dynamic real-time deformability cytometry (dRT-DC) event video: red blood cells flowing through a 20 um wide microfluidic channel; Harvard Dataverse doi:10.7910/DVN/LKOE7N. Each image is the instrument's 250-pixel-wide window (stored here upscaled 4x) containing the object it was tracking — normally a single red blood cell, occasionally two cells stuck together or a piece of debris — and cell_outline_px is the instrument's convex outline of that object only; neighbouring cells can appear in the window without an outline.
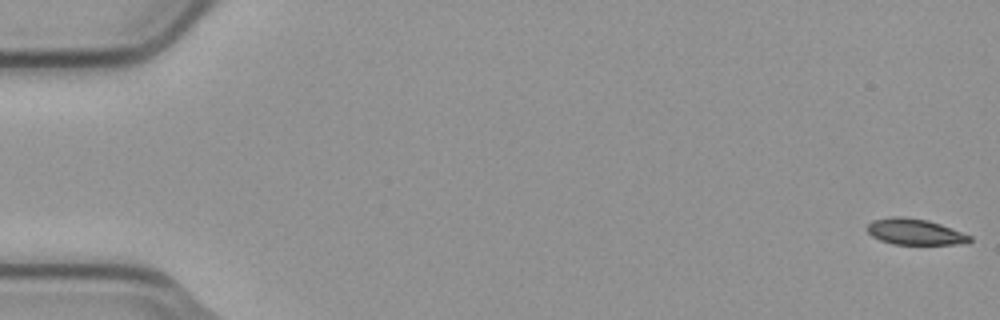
{"species": "common noctule bat (a hibernating species)", "species_latin": "Nyctalus noctula", "temperature_condition": "cold", "stored_images_in_passage": 8, "camera_frame_rate_fps": 3000, "um_per_image_px": 0.085, "animal": {"sex": "male", "body_mass_g": 23.1, "forearm_length_mm": 52.7}, "frame": {"image": 1, "passage_image": 1, "time_ms": 0.0, "image_size_px": [1000, 320], "cell_outline_px": [[972, 240], [968, 244], [892, 244], [880, 240], [872, 236], [868, 232], [868, 224], [872, 220], [892, 216], [904, 216], [928, 220], [940, 224], [972, 236]], "centroid_in_image_um": [77.78, 19.7], "position_along_channel_um": 7.2, "area_um2": 15.61}}
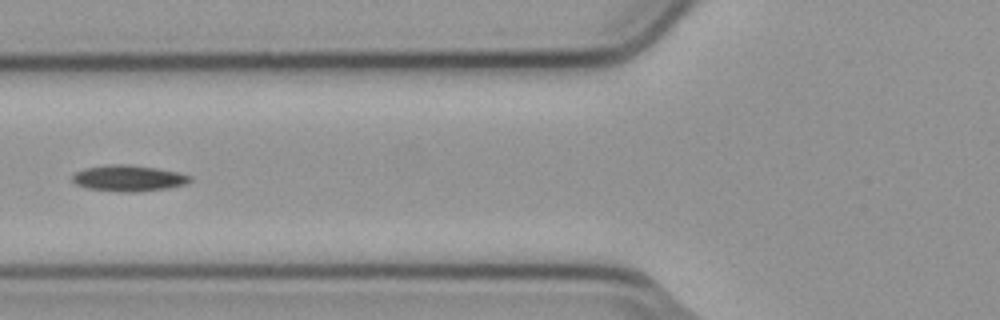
{"frame": {"image": 2, "passage_image": 7, "time_ms": 2.0, "image_size_px": [1000, 320], "cell_outline_px": [[192, 180], [188, 184], [168, 188], [136, 192], [120, 192], [88, 188], [76, 184], [72, 180], [72, 176], [76, 172], [84, 168], [108, 164], [128, 164], [156, 168], [176, 172], [192, 176]], "centroid_in_image_um": [10.94, 15.15], "position_along_channel_um": 114.9, "area_um2": 17.98}}
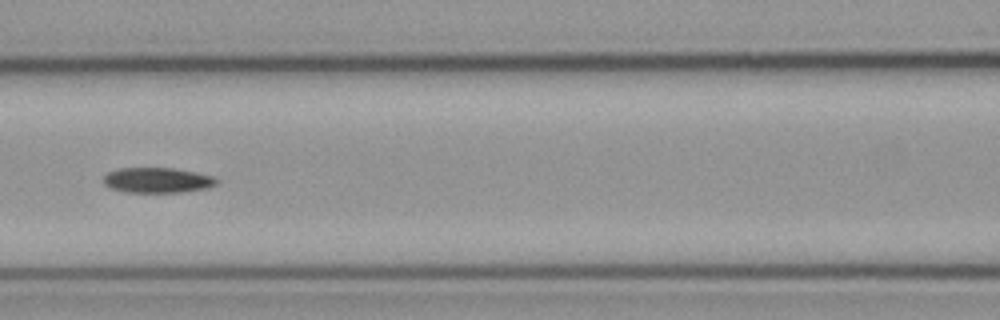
{"frame": {"image": 3, "passage_image": 8, "time_ms": 2.333, "image_size_px": [1000, 320], "cell_outline_px": [[220, 180], [216, 184], [208, 188], [180, 192], [124, 192], [108, 188], [104, 184], [104, 176], [108, 172], [120, 168], [172, 168], [196, 172], [216, 176]], "centroid_in_image_um": [13.4, 15.32], "position_along_channel_um": 153.2, "area_um2": 16.82}}